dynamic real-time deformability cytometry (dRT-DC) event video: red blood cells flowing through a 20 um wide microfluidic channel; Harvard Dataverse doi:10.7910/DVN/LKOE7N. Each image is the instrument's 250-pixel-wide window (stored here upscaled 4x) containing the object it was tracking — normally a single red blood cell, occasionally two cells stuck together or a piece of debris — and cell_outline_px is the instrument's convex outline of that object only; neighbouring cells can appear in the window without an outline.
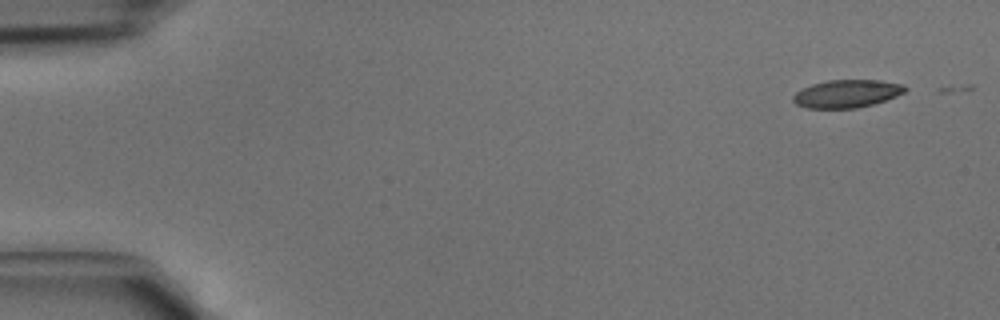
{"species": "common noctule bat (a hibernating species)", "species_latin": "Nyctalus noctula", "temperature_condition": "cold", "stored_images_in_passage": 3, "camera_frame_rate_fps": 3000, "um_per_image_px": 0.085, "animal": {"sex": "male", "body_mass_g": 15.6}, "frame": {"image": 1, "passage_image": 1, "time_ms": 0.0, "image_size_px": [1000, 320], "cell_outline_px": [[908, 88], [904, 92], [896, 96], [872, 104], [856, 108], [808, 108], [796, 104], [792, 100], [792, 96], [796, 92], [812, 84], [828, 80], [880, 80], [904, 84]], "centroid_in_image_um": [71.98, 7.95], "position_along_channel_um": 13.0, "area_um2": 18.09}}